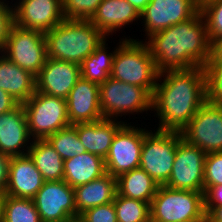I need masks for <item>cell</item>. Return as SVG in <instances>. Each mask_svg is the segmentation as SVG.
I'll list each match as a JSON object with an SVG mask.
<instances>
[{
    "mask_svg": "<svg viewBox=\"0 0 222 222\" xmlns=\"http://www.w3.org/2000/svg\"><path fill=\"white\" fill-rule=\"evenodd\" d=\"M206 101L204 67L160 72L152 96L158 130L181 132Z\"/></svg>",
    "mask_w": 222,
    "mask_h": 222,
    "instance_id": "cell-1",
    "label": "cell"
},
{
    "mask_svg": "<svg viewBox=\"0 0 222 222\" xmlns=\"http://www.w3.org/2000/svg\"><path fill=\"white\" fill-rule=\"evenodd\" d=\"M146 38L145 44L159 73L204 67L211 56V43L200 10L192 18Z\"/></svg>",
    "mask_w": 222,
    "mask_h": 222,
    "instance_id": "cell-2",
    "label": "cell"
},
{
    "mask_svg": "<svg viewBox=\"0 0 222 222\" xmlns=\"http://www.w3.org/2000/svg\"><path fill=\"white\" fill-rule=\"evenodd\" d=\"M47 57L81 64L106 36L90 20L64 19L44 33Z\"/></svg>",
    "mask_w": 222,
    "mask_h": 222,
    "instance_id": "cell-3",
    "label": "cell"
},
{
    "mask_svg": "<svg viewBox=\"0 0 222 222\" xmlns=\"http://www.w3.org/2000/svg\"><path fill=\"white\" fill-rule=\"evenodd\" d=\"M119 43L113 58L110 77L138 85L153 96L159 72L147 45L143 40L137 41L126 37L121 38Z\"/></svg>",
    "mask_w": 222,
    "mask_h": 222,
    "instance_id": "cell-4",
    "label": "cell"
},
{
    "mask_svg": "<svg viewBox=\"0 0 222 222\" xmlns=\"http://www.w3.org/2000/svg\"><path fill=\"white\" fill-rule=\"evenodd\" d=\"M206 220L203 192L160 185L150 203V222Z\"/></svg>",
    "mask_w": 222,
    "mask_h": 222,
    "instance_id": "cell-5",
    "label": "cell"
},
{
    "mask_svg": "<svg viewBox=\"0 0 222 222\" xmlns=\"http://www.w3.org/2000/svg\"><path fill=\"white\" fill-rule=\"evenodd\" d=\"M155 132V133H154ZM144 128L139 168L143 169L157 184L165 185L172 173L176 148L183 139L181 132L156 131Z\"/></svg>",
    "mask_w": 222,
    "mask_h": 222,
    "instance_id": "cell-6",
    "label": "cell"
},
{
    "mask_svg": "<svg viewBox=\"0 0 222 222\" xmlns=\"http://www.w3.org/2000/svg\"><path fill=\"white\" fill-rule=\"evenodd\" d=\"M32 140H46L60 129L70 125L66 99L35 93L22 104Z\"/></svg>",
    "mask_w": 222,
    "mask_h": 222,
    "instance_id": "cell-7",
    "label": "cell"
},
{
    "mask_svg": "<svg viewBox=\"0 0 222 222\" xmlns=\"http://www.w3.org/2000/svg\"><path fill=\"white\" fill-rule=\"evenodd\" d=\"M99 92L101 113L105 119H116L128 113L153 111L152 96L138 85L109 77L99 85Z\"/></svg>",
    "mask_w": 222,
    "mask_h": 222,
    "instance_id": "cell-8",
    "label": "cell"
},
{
    "mask_svg": "<svg viewBox=\"0 0 222 222\" xmlns=\"http://www.w3.org/2000/svg\"><path fill=\"white\" fill-rule=\"evenodd\" d=\"M0 53L36 77L48 58L45 34L14 25Z\"/></svg>",
    "mask_w": 222,
    "mask_h": 222,
    "instance_id": "cell-9",
    "label": "cell"
},
{
    "mask_svg": "<svg viewBox=\"0 0 222 222\" xmlns=\"http://www.w3.org/2000/svg\"><path fill=\"white\" fill-rule=\"evenodd\" d=\"M181 134L187 143L207 154L222 152V104L206 101Z\"/></svg>",
    "mask_w": 222,
    "mask_h": 222,
    "instance_id": "cell-10",
    "label": "cell"
},
{
    "mask_svg": "<svg viewBox=\"0 0 222 222\" xmlns=\"http://www.w3.org/2000/svg\"><path fill=\"white\" fill-rule=\"evenodd\" d=\"M144 129L124 124L114 136L104 159L106 173L115 178L139 168Z\"/></svg>",
    "mask_w": 222,
    "mask_h": 222,
    "instance_id": "cell-11",
    "label": "cell"
},
{
    "mask_svg": "<svg viewBox=\"0 0 222 222\" xmlns=\"http://www.w3.org/2000/svg\"><path fill=\"white\" fill-rule=\"evenodd\" d=\"M207 153L182 139L176 148L172 173L166 186L204 193V171Z\"/></svg>",
    "mask_w": 222,
    "mask_h": 222,
    "instance_id": "cell-12",
    "label": "cell"
},
{
    "mask_svg": "<svg viewBox=\"0 0 222 222\" xmlns=\"http://www.w3.org/2000/svg\"><path fill=\"white\" fill-rule=\"evenodd\" d=\"M32 200L42 222H66L76 216L74 189L64 180L44 181Z\"/></svg>",
    "mask_w": 222,
    "mask_h": 222,
    "instance_id": "cell-13",
    "label": "cell"
},
{
    "mask_svg": "<svg viewBox=\"0 0 222 222\" xmlns=\"http://www.w3.org/2000/svg\"><path fill=\"white\" fill-rule=\"evenodd\" d=\"M199 10L193 0H150L140 18L149 37L192 18Z\"/></svg>",
    "mask_w": 222,
    "mask_h": 222,
    "instance_id": "cell-14",
    "label": "cell"
},
{
    "mask_svg": "<svg viewBox=\"0 0 222 222\" xmlns=\"http://www.w3.org/2000/svg\"><path fill=\"white\" fill-rule=\"evenodd\" d=\"M13 7L15 25L24 29L50 31L65 18L62 0H19Z\"/></svg>",
    "mask_w": 222,
    "mask_h": 222,
    "instance_id": "cell-15",
    "label": "cell"
},
{
    "mask_svg": "<svg viewBox=\"0 0 222 222\" xmlns=\"http://www.w3.org/2000/svg\"><path fill=\"white\" fill-rule=\"evenodd\" d=\"M81 78L80 65L74 62L47 58L36 79V91L66 99Z\"/></svg>",
    "mask_w": 222,
    "mask_h": 222,
    "instance_id": "cell-16",
    "label": "cell"
},
{
    "mask_svg": "<svg viewBox=\"0 0 222 222\" xmlns=\"http://www.w3.org/2000/svg\"><path fill=\"white\" fill-rule=\"evenodd\" d=\"M31 142L27 115L22 104L0 114V153L10 157L28 155Z\"/></svg>",
    "mask_w": 222,
    "mask_h": 222,
    "instance_id": "cell-17",
    "label": "cell"
},
{
    "mask_svg": "<svg viewBox=\"0 0 222 222\" xmlns=\"http://www.w3.org/2000/svg\"><path fill=\"white\" fill-rule=\"evenodd\" d=\"M70 125L104 119L100 108L99 85L81 77L66 98Z\"/></svg>",
    "mask_w": 222,
    "mask_h": 222,
    "instance_id": "cell-18",
    "label": "cell"
},
{
    "mask_svg": "<svg viewBox=\"0 0 222 222\" xmlns=\"http://www.w3.org/2000/svg\"><path fill=\"white\" fill-rule=\"evenodd\" d=\"M43 183L42 175L29 155L10 158L6 195L32 199Z\"/></svg>",
    "mask_w": 222,
    "mask_h": 222,
    "instance_id": "cell-19",
    "label": "cell"
},
{
    "mask_svg": "<svg viewBox=\"0 0 222 222\" xmlns=\"http://www.w3.org/2000/svg\"><path fill=\"white\" fill-rule=\"evenodd\" d=\"M116 119H102L95 122L77 123L78 137L86 152L98 155L105 159L116 132L125 124Z\"/></svg>",
    "mask_w": 222,
    "mask_h": 222,
    "instance_id": "cell-20",
    "label": "cell"
},
{
    "mask_svg": "<svg viewBox=\"0 0 222 222\" xmlns=\"http://www.w3.org/2000/svg\"><path fill=\"white\" fill-rule=\"evenodd\" d=\"M140 19V13L127 0H102L90 22L106 37Z\"/></svg>",
    "mask_w": 222,
    "mask_h": 222,
    "instance_id": "cell-21",
    "label": "cell"
},
{
    "mask_svg": "<svg viewBox=\"0 0 222 222\" xmlns=\"http://www.w3.org/2000/svg\"><path fill=\"white\" fill-rule=\"evenodd\" d=\"M117 193V178L111 174L74 188L76 216L85 210L114 201Z\"/></svg>",
    "mask_w": 222,
    "mask_h": 222,
    "instance_id": "cell-22",
    "label": "cell"
},
{
    "mask_svg": "<svg viewBox=\"0 0 222 222\" xmlns=\"http://www.w3.org/2000/svg\"><path fill=\"white\" fill-rule=\"evenodd\" d=\"M0 54V89L23 104L36 91L35 76Z\"/></svg>",
    "mask_w": 222,
    "mask_h": 222,
    "instance_id": "cell-23",
    "label": "cell"
},
{
    "mask_svg": "<svg viewBox=\"0 0 222 222\" xmlns=\"http://www.w3.org/2000/svg\"><path fill=\"white\" fill-rule=\"evenodd\" d=\"M106 174L104 159L85 152L64 160L63 180L73 189L96 180Z\"/></svg>",
    "mask_w": 222,
    "mask_h": 222,
    "instance_id": "cell-24",
    "label": "cell"
},
{
    "mask_svg": "<svg viewBox=\"0 0 222 222\" xmlns=\"http://www.w3.org/2000/svg\"><path fill=\"white\" fill-rule=\"evenodd\" d=\"M159 185L143 169L137 168L117 177V193L121 196L151 203Z\"/></svg>",
    "mask_w": 222,
    "mask_h": 222,
    "instance_id": "cell-25",
    "label": "cell"
},
{
    "mask_svg": "<svg viewBox=\"0 0 222 222\" xmlns=\"http://www.w3.org/2000/svg\"><path fill=\"white\" fill-rule=\"evenodd\" d=\"M28 155L44 181L63 180L64 160L47 140H32Z\"/></svg>",
    "mask_w": 222,
    "mask_h": 222,
    "instance_id": "cell-26",
    "label": "cell"
},
{
    "mask_svg": "<svg viewBox=\"0 0 222 222\" xmlns=\"http://www.w3.org/2000/svg\"><path fill=\"white\" fill-rule=\"evenodd\" d=\"M105 38L102 43L96 48L93 54H90L80 64L81 77L98 85L105 82L111 75L113 58L116 49L108 54Z\"/></svg>",
    "mask_w": 222,
    "mask_h": 222,
    "instance_id": "cell-27",
    "label": "cell"
},
{
    "mask_svg": "<svg viewBox=\"0 0 222 222\" xmlns=\"http://www.w3.org/2000/svg\"><path fill=\"white\" fill-rule=\"evenodd\" d=\"M3 222H42L30 198L6 195L3 204Z\"/></svg>",
    "mask_w": 222,
    "mask_h": 222,
    "instance_id": "cell-28",
    "label": "cell"
},
{
    "mask_svg": "<svg viewBox=\"0 0 222 222\" xmlns=\"http://www.w3.org/2000/svg\"><path fill=\"white\" fill-rule=\"evenodd\" d=\"M63 160L85 153V147L81 143L77 129L73 125L60 129L46 139Z\"/></svg>",
    "mask_w": 222,
    "mask_h": 222,
    "instance_id": "cell-29",
    "label": "cell"
},
{
    "mask_svg": "<svg viewBox=\"0 0 222 222\" xmlns=\"http://www.w3.org/2000/svg\"><path fill=\"white\" fill-rule=\"evenodd\" d=\"M114 206L117 222H150V204L116 193Z\"/></svg>",
    "mask_w": 222,
    "mask_h": 222,
    "instance_id": "cell-30",
    "label": "cell"
},
{
    "mask_svg": "<svg viewBox=\"0 0 222 222\" xmlns=\"http://www.w3.org/2000/svg\"><path fill=\"white\" fill-rule=\"evenodd\" d=\"M206 77V100L222 104V61L208 60L204 66Z\"/></svg>",
    "mask_w": 222,
    "mask_h": 222,
    "instance_id": "cell-31",
    "label": "cell"
},
{
    "mask_svg": "<svg viewBox=\"0 0 222 222\" xmlns=\"http://www.w3.org/2000/svg\"><path fill=\"white\" fill-rule=\"evenodd\" d=\"M206 23L207 36L212 44L222 37V0H214L200 8Z\"/></svg>",
    "mask_w": 222,
    "mask_h": 222,
    "instance_id": "cell-32",
    "label": "cell"
},
{
    "mask_svg": "<svg viewBox=\"0 0 222 222\" xmlns=\"http://www.w3.org/2000/svg\"><path fill=\"white\" fill-rule=\"evenodd\" d=\"M102 0H62L65 19L90 20Z\"/></svg>",
    "mask_w": 222,
    "mask_h": 222,
    "instance_id": "cell-33",
    "label": "cell"
},
{
    "mask_svg": "<svg viewBox=\"0 0 222 222\" xmlns=\"http://www.w3.org/2000/svg\"><path fill=\"white\" fill-rule=\"evenodd\" d=\"M204 191L222 185V152L208 153L205 158Z\"/></svg>",
    "mask_w": 222,
    "mask_h": 222,
    "instance_id": "cell-34",
    "label": "cell"
},
{
    "mask_svg": "<svg viewBox=\"0 0 222 222\" xmlns=\"http://www.w3.org/2000/svg\"><path fill=\"white\" fill-rule=\"evenodd\" d=\"M80 215L86 222H117L113 202L89 208Z\"/></svg>",
    "mask_w": 222,
    "mask_h": 222,
    "instance_id": "cell-35",
    "label": "cell"
},
{
    "mask_svg": "<svg viewBox=\"0 0 222 222\" xmlns=\"http://www.w3.org/2000/svg\"><path fill=\"white\" fill-rule=\"evenodd\" d=\"M0 0V50L6 45L10 31L15 25L13 6Z\"/></svg>",
    "mask_w": 222,
    "mask_h": 222,
    "instance_id": "cell-36",
    "label": "cell"
},
{
    "mask_svg": "<svg viewBox=\"0 0 222 222\" xmlns=\"http://www.w3.org/2000/svg\"><path fill=\"white\" fill-rule=\"evenodd\" d=\"M204 207L222 205V185L208 187L203 193Z\"/></svg>",
    "mask_w": 222,
    "mask_h": 222,
    "instance_id": "cell-37",
    "label": "cell"
},
{
    "mask_svg": "<svg viewBox=\"0 0 222 222\" xmlns=\"http://www.w3.org/2000/svg\"><path fill=\"white\" fill-rule=\"evenodd\" d=\"M10 156L0 153V191L5 192L8 182Z\"/></svg>",
    "mask_w": 222,
    "mask_h": 222,
    "instance_id": "cell-38",
    "label": "cell"
},
{
    "mask_svg": "<svg viewBox=\"0 0 222 222\" xmlns=\"http://www.w3.org/2000/svg\"><path fill=\"white\" fill-rule=\"evenodd\" d=\"M19 104L11 95L0 89V114L15 109Z\"/></svg>",
    "mask_w": 222,
    "mask_h": 222,
    "instance_id": "cell-39",
    "label": "cell"
},
{
    "mask_svg": "<svg viewBox=\"0 0 222 222\" xmlns=\"http://www.w3.org/2000/svg\"><path fill=\"white\" fill-rule=\"evenodd\" d=\"M206 222H222V205L218 207H204Z\"/></svg>",
    "mask_w": 222,
    "mask_h": 222,
    "instance_id": "cell-40",
    "label": "cell"
},
{
    "mask_svg": "<svg viewBox=\"0 0 222 222\" xmlns=\"http://www.w3.org/2000/svg\"><path fill=\"white\" fill-rule=\"evenodd\" d=\"M209 60L222 61V37L211 44V56Z\"/></svg>",
    "mask_w": 222,
    "mask_h": 222,
    "instance_id": "cell-41",
    "label": "cell"
},
{
    "mask_svg": "<svg viewBox=\"0 0 222 222\" xmlns=\"http://www.w3.org/2000/svg\"><path fill=\"white\" fill-rule=\"evenodd\" d=\"M139 13H141L150 0H127Z\"/></svg>",
    "mask_w": 222,
    "mask_h": 222,
    "instance_id": "cell-42",
    "label": "cell"
},
{
    "mask_svg": "<svg viewBox=\"0 0 222 222\" xmlns=\"http://www.w3.org/2000/svg\"><path fill=\"white\" fill-rule=\"evenodd\" d=\"M5 197H6V193L0 191V222H3V204H4Z\"/></svg>",
    "mask_w": 222,
    "mask_h": 222,
    "instance_id": "cell-43",
    "label": "cell"
},
{
    "mask_svg": "<svg viewBox=\"0 0 222 222\" xmlns=\"http://www.w3.org/2000/svg\"><path fill=\"white\" fill-rule=\"evenodd\" d=\"M196 4V6L200 9L202 8L204 5H206L207 3L214 1V0H193Z\"/></svg>",
    "mask_w": 222,
    "mask_h": 222,
    "instance_id": "cell-44",
    "label": "cell"
},
{
    "mask_svg": "<svg viewBox=\"0 0 222 222\" xmlns=\"http://www.w3.org/2000/svg\"><path fill=\"white\" fill-rule=\"evenodd\" d=\"M66 222H86L81 215L72 216Z\"/></svg>",
    "mask_w": 222,
    "mask_h": 222,
    "instance_id": "cell-45",
    "label": "cell"
},
{
    "mask_svg": "<svg viewBox=\"0 0 222 222\" xmlns=\"http://www.w3.org/2000/svg\"><path fill=\"white\" fill-rule=\"evenodd\" d=\"M179 222H206V220H186V221H179Z\"/></svg>",
    "mask_w": 222,
    "mask_h": 222,
    "instance_id": "cell-46",
    "label": "cell"
}]
</instances>
